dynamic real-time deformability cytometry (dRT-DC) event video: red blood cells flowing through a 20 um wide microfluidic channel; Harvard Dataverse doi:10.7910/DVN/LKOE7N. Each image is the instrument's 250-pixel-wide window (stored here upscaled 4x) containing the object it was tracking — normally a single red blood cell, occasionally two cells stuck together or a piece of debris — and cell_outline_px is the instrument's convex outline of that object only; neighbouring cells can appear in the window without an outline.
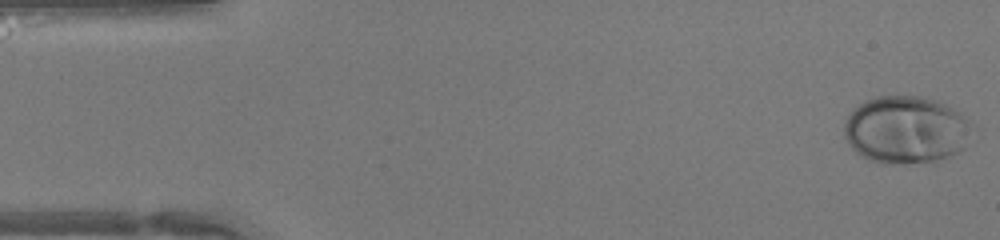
{"species": "human", "species_latin": "Homo sapiens", "temperature_condition": "warm", "stored_images_in_passage": 46, "camera_frame_rate_fps": 3000, "um_per_image_px": 0.085, "donor": {"sex": "female"}, "frame": {"image": 1, "passage_image": 1, "time_ms": 0.0, "image_size_px": [1000, 240], "cell_outline_px": [[976, 128], [964, 148], [948, 156], [936, 160], [904, 164], [880, 164], [868, 160], [856, 152], [848, 144], [844, 136], [844, 120], [852, 108], [876, 96], [924, 96], [936, 100], [960, 112]], "centroid_in_image_um": [77.0, 11.03], "position_along_channel_um": 8.0, "area_um2": 50.98}}
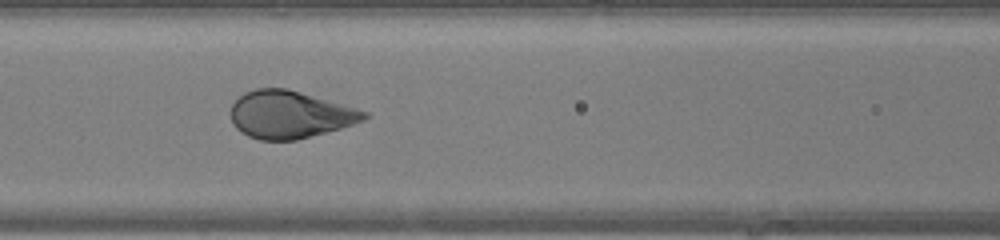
{"frame": {"image": 2, "passage_image": 19, "time_ms": 6.0, "image_size_px": [1000, 240], "cell_outline_px": [[372, 116], [364, 120], [340, 128], [296, 140], [260, 140], [248, 136], [236, 128], [232, 124], [232, 104], [244, 92], [256, 88], [288, 88], [368, 112]], "centroid_in_image_um": [24.63, 9.73], "position_along_channel_um": 142.0, "area_um2": 36.65}}
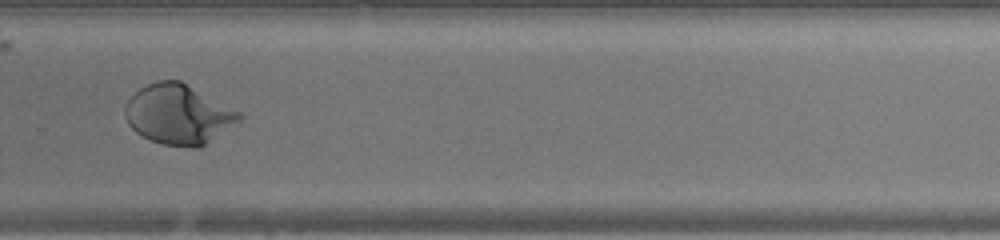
{"frame": {"image": 3, "passage_image": 31, "time_ms": 10.0, "image_size_px": [1000, 240], "cell_outline_px": [[244, 116], [240, 120], [200, 148], [192, 148], [164, 144], [140, 136], [128, 124], [124, 112], [124, 108], [128, 100], [140, 88], [148, 84], [160, 80], [180, 80], [240, 112]], "centroid_in_image_um": [15.15, 9.73], "position_along_channel_um": 314.6, "area_um2": 39.48}, "authors_computed_cell_mechanics": {"area_um2": 40.46, "velocity_mm_per_s": 4.3293, "shape_relaxation_time_tau1_ms": 3.6972, "shape_relaxation_time_tau2_ms": null, "deformation_change_tau1": 0.214, "deformation_change_tau2": null}}